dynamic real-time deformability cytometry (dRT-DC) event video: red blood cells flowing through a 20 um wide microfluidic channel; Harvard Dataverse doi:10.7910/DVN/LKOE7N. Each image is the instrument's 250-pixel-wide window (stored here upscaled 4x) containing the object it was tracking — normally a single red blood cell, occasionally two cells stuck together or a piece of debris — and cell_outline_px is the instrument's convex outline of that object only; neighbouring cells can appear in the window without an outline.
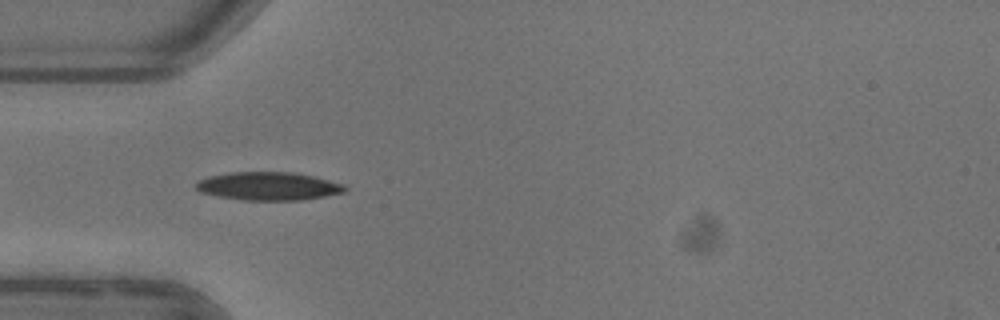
{"species": "common noctule bat (a hibernating species)", "species_latin": "Nyctalus noctula", "temperature_condition": "warm", "stored_images_in_passage": 6, "camera_frame_rate_fps": 3000, "um_per_image_px": 0.085, "animal": {"sex": "female"}, "frame": {"image": 1, "passage_image": 2, "time_ms": 0.333, "image_size_px": [1000, 320], "cell_outline_px": [[348, 192], [300, 200], [244, 200], [216, 196], [200, 192], [196, 188], [196, 184], [200, 180], [208, 176], [232, 172], [292, 172], [312, 176], [344, 184], [348, 188]], "centroid_in_image_um": [22.84, 15.82], "position_along_channel_um": 62.2, "area_um2": 24.45}}